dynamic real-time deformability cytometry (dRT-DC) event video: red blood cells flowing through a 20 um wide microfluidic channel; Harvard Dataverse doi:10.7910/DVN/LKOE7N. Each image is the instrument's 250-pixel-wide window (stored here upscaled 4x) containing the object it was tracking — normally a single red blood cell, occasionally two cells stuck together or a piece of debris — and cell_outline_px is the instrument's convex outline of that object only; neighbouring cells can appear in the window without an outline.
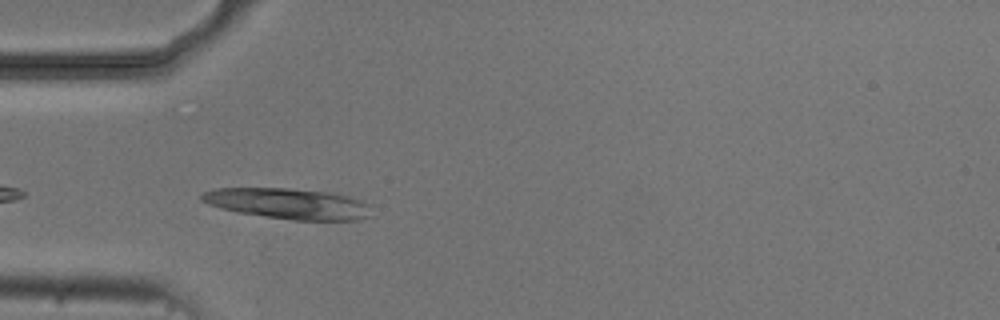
{"species": "common noctule bat (a hibernating species)", "species_latin": "Nyctalus noctula", "temperature_condition": "cold", "stored_images_in_passage": 7, "camera_frame_rate_fps": 3000, "um_per_image_px": 0.085, "animal": {"sex": "male", "body_mass_g": 20.5, "forearm_length_mm": 52.5}, "frame": {"image": 1, "passage_image": 3, "time_ms": 2.333, "image_size_px": [1000, 320], "cell_outline_px": [[368, 216], [360, 220], [292, 220], [236, 212], [220, 208], [208, 204], [200, 200], [200, 196], [204, 192], [212, 188], [288, 188], [328, 192], [348, 196], [360, 200], [368, 204]], "centroid_in_image_um": [24.43, 17.3], "position_along_channel_um": 60.6, "area_um2": 30.29}}
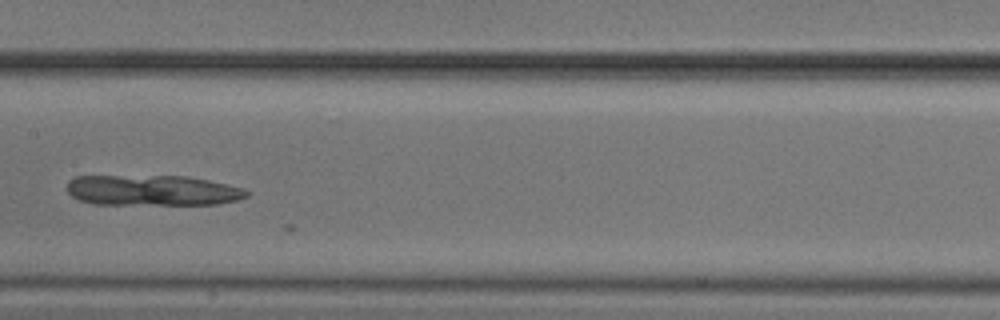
{"frame": {"image": 2, "passage_image": 6, "time_ms": 6.0, "image_size_px": [1000, 320], "cell_outline_px": [[252, 192], [248, 196], [236, 200], [216, 204], [92, 204], [80, 200], [72, 196], [68, 192], [68, 180], [76, 176], [188, 176], [208, 180], [244, 188]], "centroid_in_image_um": [12.97, 16.18], "position_along_channel_um": 194.4, "area_um2": 32.02}}
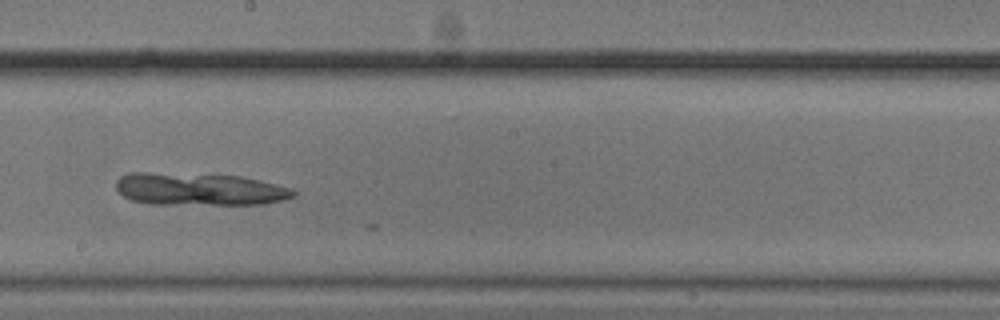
{"frame": {"image": 3, "passage_image": 7, "time_ms": 7.0, "image_size_px": [1000, 320], "cell_outline_px": [[296, 196], [264, 204], [148, 204], [132, 200], [124, 196], [116, 188], [116, 180], [120, 176], [128, 172], [148, 172], [240, 176], [260, 180], [292, 188], [296, 192]], "centroid_in_image_um": [16.92, 16.08], "position_along_channel_um": 231.3, "area_um2": 33.64}}